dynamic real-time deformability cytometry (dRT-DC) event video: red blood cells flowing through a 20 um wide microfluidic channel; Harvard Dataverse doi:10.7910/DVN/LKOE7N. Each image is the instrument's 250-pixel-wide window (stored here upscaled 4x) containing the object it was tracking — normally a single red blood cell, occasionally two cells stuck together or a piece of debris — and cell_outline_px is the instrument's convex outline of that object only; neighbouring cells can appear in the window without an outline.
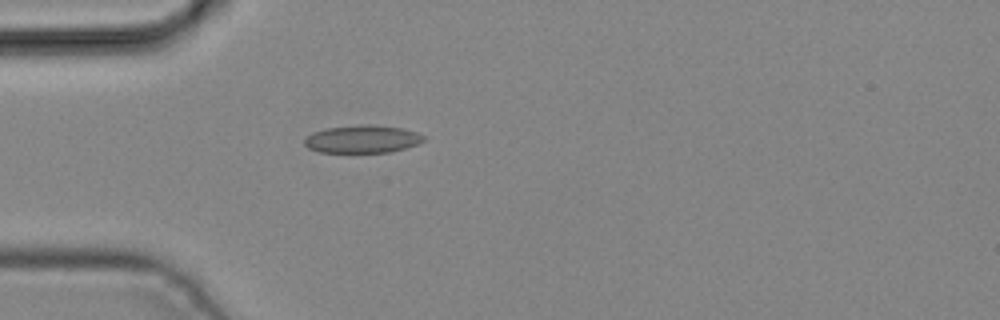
{"species": "common noctule bat (a hibernating species)", "species_latin": "Nyctalus noctula", "temperature_condition": "cold", "stored_images_in_passage": 3, "camera_frame_rate_fps": 3000, "um_per_image_px": 0.085, "animal": {"sex": "male", "body_mass_g": 19.2, "forearm_length_mm": 51.8}, "frame": {"image": 1, "passage_image": 3, "time_ms": 0.667, "image_size_px": [1000, 320], "cell_outline_px": [[424, 140], [416, 144], [404, 148], [388, 152], [320, 152], [308, 148], [304, 144], [304, 140], [312, 132], [324, 128], [360, 124], [368, 124], [400, 128], [416, 132], [424, 136]], "centroid_in_image_um": [30.75, 11.81], "position_along_channel_um": 54.3, "area_um2": 19.13}}